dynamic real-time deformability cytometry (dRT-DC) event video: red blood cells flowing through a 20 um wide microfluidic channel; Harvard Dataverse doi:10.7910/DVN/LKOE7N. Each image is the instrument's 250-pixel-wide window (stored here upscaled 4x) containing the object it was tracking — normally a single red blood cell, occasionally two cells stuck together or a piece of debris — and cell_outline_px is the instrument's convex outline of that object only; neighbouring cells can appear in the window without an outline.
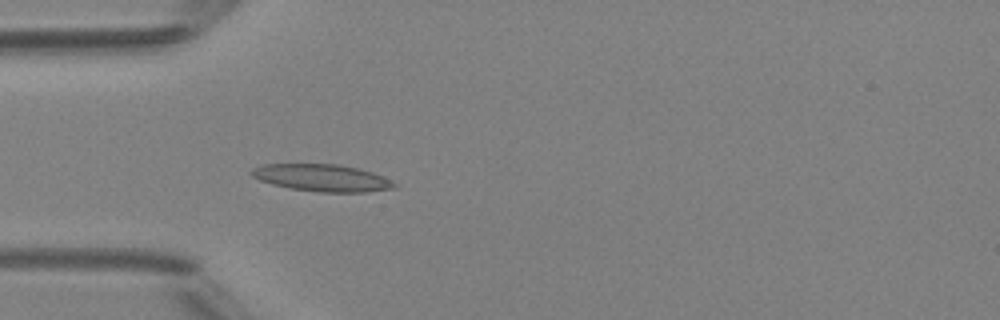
{"species": "Egyptian fruit bat (a non-hibernating species)", "species_latin": "Rousettus aegyptiacus", "temperature_condition": "room temperature", "stored_images_in_passage": 49, "camera_frame_rate_fps": 3000, "um_per_image_px": 0.085, "animal": {"sex": "female"}, "frame": {"image": 1, "passage_image": 15, "time_ms": 4.667, "image_size_px": [1000, 320], "cell_outline_px": [[396, 188], [364, 192], [320, 192], [292, 188], [272, 184], [260, 180], [252, 176], [248, 172], [252, 168], [260, 164], [340, 164], [360, 168], [372, 172], [396, 184]], "centroid_in_image_um": [27.32, 15.1], "position_along_channel_um": 57.7, "area_um2": 22.48}}
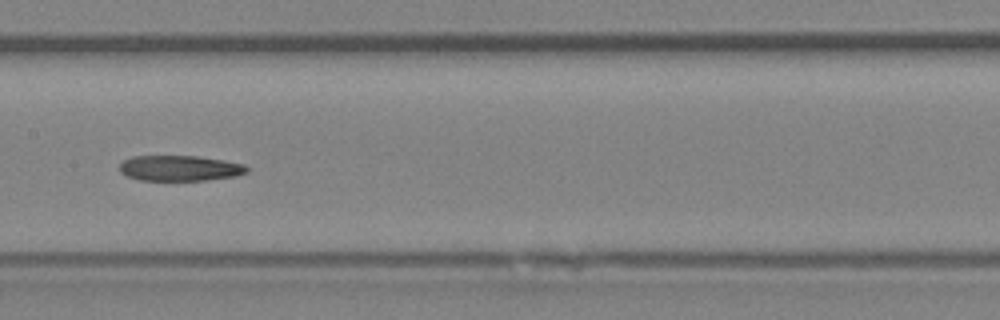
{"frame": {"image": 2, "passage_image": 25, "time_ms": 8.0, "image_size_px": [1000, 320], "cell_outline_px": [[248, 172], [236, 176], [204, 180], [140, 180], [128, 176], [120, 172], [120, 164], [124, 160], [132, 156], [196, 156], [224, 160], [244, 164], [248, 168]], "centroid_in_image_um": [15.29, 14.29], "position_along_channel_um": 192.1, "area_um2": 18.84}}
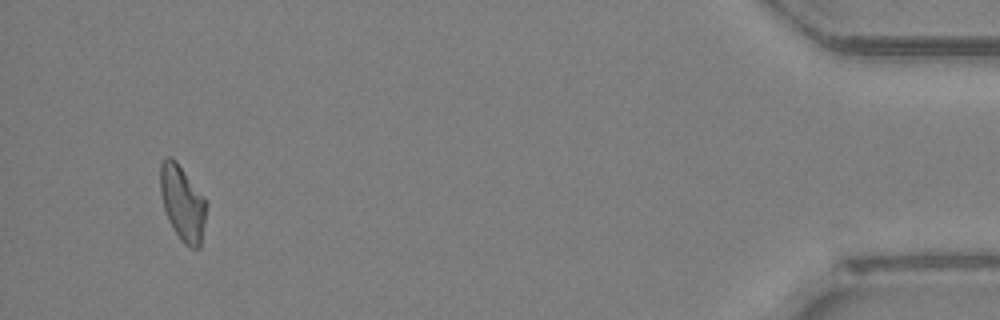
{"frame": {"image": 3, "passage_image": 47, "time_ms": 15.333, "image_size_px": [1000, 320], "cell_outline_px": [[204, 220], [200, 248], [192, 248], [184, 244], [180, 240], [168, 220], [164, 208], [160, 192], [160, 164], [168, 156], [172, 156], [176, 160], [204, 196]], "centroid_in_image_um": [15.48, 17.23], "position_along_channel_um": 419.7, "area_um2": 19.88}, "authors_computed_cell_mechanics": {"area_um2": 20.0566, "velocity_mm_per_s": 4.1648, "shape_relaxation_time_tau1_ms": null, "shape_relaxation_time_tau2_ms": 8.4999, "deformation_change_tau1": null, "deformation_change_tau2": 0.1875}}